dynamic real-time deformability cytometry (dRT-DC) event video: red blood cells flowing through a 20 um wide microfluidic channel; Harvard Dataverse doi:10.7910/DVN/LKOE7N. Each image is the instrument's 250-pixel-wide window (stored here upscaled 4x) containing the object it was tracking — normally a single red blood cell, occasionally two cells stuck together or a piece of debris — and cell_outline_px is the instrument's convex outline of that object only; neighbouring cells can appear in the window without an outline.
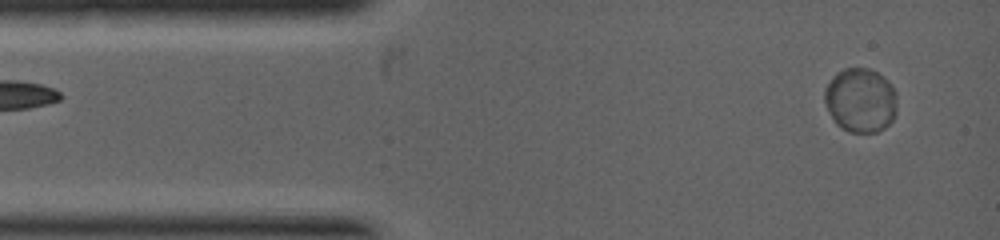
{"species": "common noctule bat (a hibernating species)", "species_latin": "Nyctalus noctula", "temperature_condition": "warm", "stored_images_in_passage": 5, "segment_of_instrument_passage": [2, 2], "camera_frame_rate_fps": 5000, "um_per_image_px": 0.085, "animal": {"sex": "female", "body_mass_g": 19.0, "forearm_length_mm": 53.3}, "frame": {"image": 1, "passage_image": 5, "time_ms": 1.6, "image_size_px": [1000, 240], "cell_outline_px": [[896, 112], [892, 120], [884, 128], [876, 132], [848, 132], [840, 128], [836, 124], [828, 112], [824, 100], [824, 88], [832, 76], [836, 72], [844, 68], [868, 68], [876, 72], [888, 80], [892, 84], [896, 92]], "centroid_in_image_um": [73.12, 8.51], "position_along_channel_um": 11.9, "area_um2": 27.51}}